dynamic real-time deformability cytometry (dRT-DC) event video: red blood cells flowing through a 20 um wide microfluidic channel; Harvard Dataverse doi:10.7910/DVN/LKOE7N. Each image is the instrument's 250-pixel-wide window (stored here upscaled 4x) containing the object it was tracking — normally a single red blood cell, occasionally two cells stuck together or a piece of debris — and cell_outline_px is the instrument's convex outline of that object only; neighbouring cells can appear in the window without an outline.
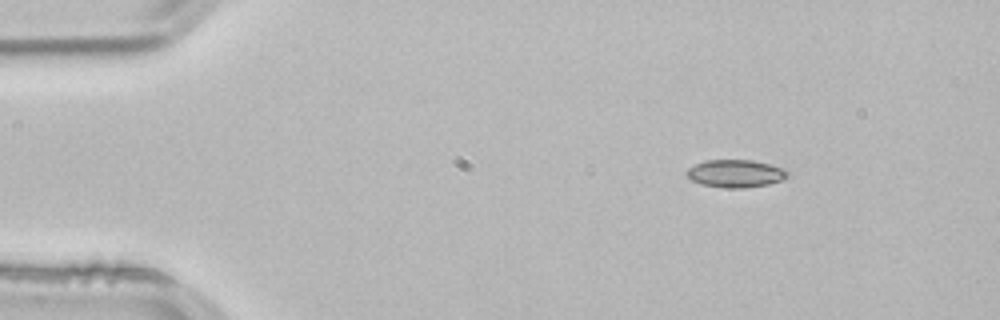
{"species": "common noctule bat (a hibernating species)", "species_latin": "Nyctalus noctula", "temperature_condition": "room temperature", "stored_images_in_passage": 47, "camera_frame_rate_fps": 3000, "um_per_image_px": 0.085, "animal": {"sex": "male", "body_mass_g": 21.5, "forearm_length_mm": 52.0}, "frame": {"image": 1, "passage_image": 1, "time_ms": 0.0, "image_size_px": [1000, 320], "cell_outline_px": [[788, 176], [784, 180], [768, 184], [744, 188], [728, 188], [700, 184], [692, 180], [684, 172], [688, 168], [704, 160], [752, 160], [784, 168], [788, 172]], "centroid_in_image_um": [62.52, 14.75], "position_along_channel_um": 22.5, "area_um2": 16.3}}
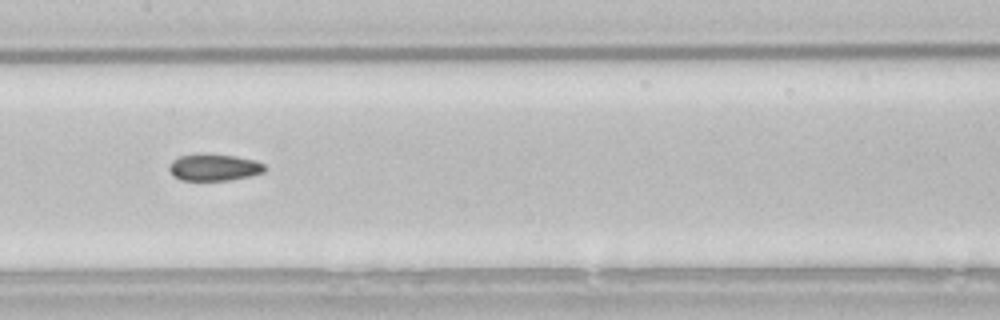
{"frame": {"image": 2, "passage_image": 20, "time_ms": 6.333, "image_size_px": [1000, 320], "cell_outline_px": [[268, 168], [264, 172], [248, 176], [228, 180], [180, 180], [172, 176], [168, 168], [168, 164], [172, 160], [180, 156], [204, 152], [236, 156], [256, 160], [264, 164]], "centroid_in_image_um": [18.17, 14.2], "position_along_channel_um": 189.2, "area_um2": 15.32}}
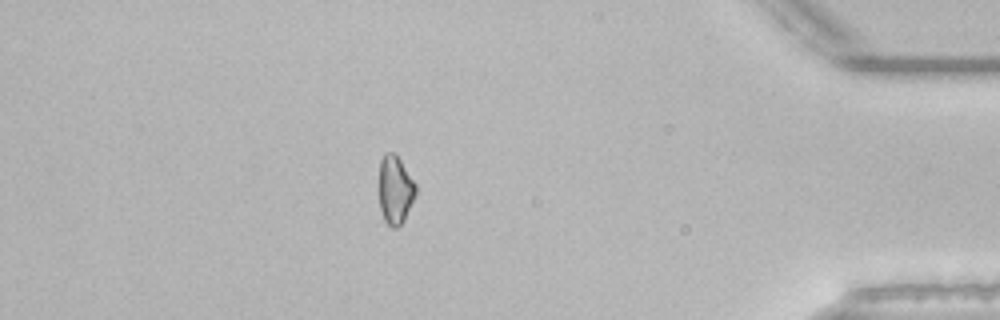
{"frame": {"image": 3, "passage_image": 40, "time_ms": 13.0, "image_size_px": [1000, 320], "cell_outline_px": [[416, 192], [404, 220], [396, 228], [392, 228], [384, 220], [380, 208], [380, 160], [384, 152], [392, 152], [400, 160], [416, 184]], "centroid_in_image_um": [33.58, 16.13], "position_along_channel_um": 401.6, "area_um2": 14.33}, "authors_computed_cell_mechanics": {"area_um2": 15.317, "velocity_mm_per_s": 3.8415, "shape_relaxation_time_tau1_ms": null, "shape_relaxation_time_tau2_ms": 3.398, "deformation_change_tau1": null, "deformation_change_tau2": 0.0845}}